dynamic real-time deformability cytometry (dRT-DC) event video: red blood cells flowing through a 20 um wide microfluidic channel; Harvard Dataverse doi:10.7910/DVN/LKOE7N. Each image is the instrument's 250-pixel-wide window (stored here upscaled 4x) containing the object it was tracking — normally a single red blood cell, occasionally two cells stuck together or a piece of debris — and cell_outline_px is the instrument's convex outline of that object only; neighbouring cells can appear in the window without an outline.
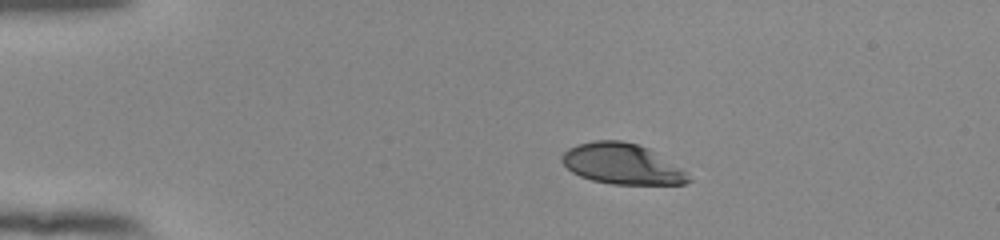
{"species": "human", "species_latin": "Homo sapiens", "temperature_condition": "room temperature", "stored_images_in_passage": 44, "camera_frame_rate_fps": 3000, "um_per_image_px": 0.085, "donor": {"sex": "female"}, "frame": {"image": 1, "passage_image": 1, "time_ms": 0.0, "image_size_px": [1000, 240], "cell_outline_px": [[692, 180], [684, 184], [612, 184], [592, 180], [580, 176], [572, 172], [560, 160], [564, 152], [568, 148], [576, 144], [592, 140], [620, 140], [636, 144], [648, 148], [688, 172]], "centroid_in_image_um": [52.87, 13.93], "position_along_channel_um": 32.1, "area_um2": 30.0}}
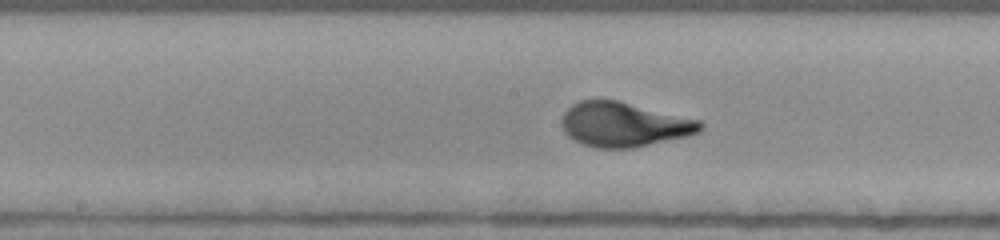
{"frame": {"image": 2, "passage_image": 19, "time_ms": 6.0, "image_size_px": [1000, 240], "cell_outline_px": [[704, 124], [700, 132], [688, 136], [632, 148], [596, 148], [580, 144], [568, 136], [564, 132], [560, 124], [560, 120], [564, 112], [572, 104], [580, 100], [616, 100], [700, 120]], "centroid_in_image_um": [53.0, 10.59], "position_along_channel_um": 195.2, "area_um2": 36.07}}
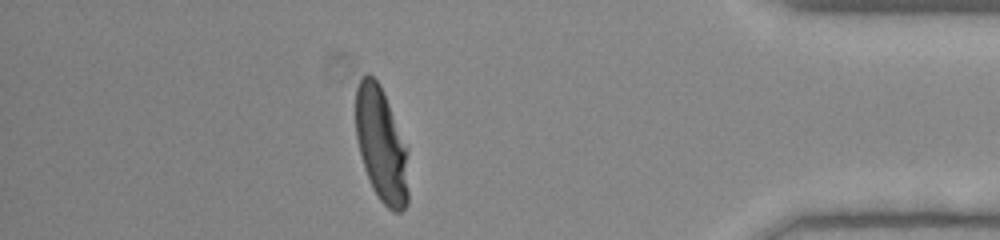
{"frame": {"image": 3, "passage_image": 38, "time_ms": 12.333, "image_size_px": [1000, 240], "cell_outline_px": [[408, 204], [400, 212], [392, 212], [380, 200], [372, 188], [364, 168], [356, 136], [356, 88], [360, 80], [368, 72], [380, 84], [384, 92], [408, 148]], "centroid_in_image_um": [32.44, 12.33], "position_along_channel_um": 402.8, "area_um2": 35.49}, "authors_computed_cell_mechanics": {"area_um2": 35.3158, "velocity_mm_per_s": 3.83, "shape_relaxation_time_tau1_ms": 3.8329, "shape_relaxation_time_tau2_ms": null, "deformation_change_tau1": 0.2024, "deformation_change_tau2": null}}